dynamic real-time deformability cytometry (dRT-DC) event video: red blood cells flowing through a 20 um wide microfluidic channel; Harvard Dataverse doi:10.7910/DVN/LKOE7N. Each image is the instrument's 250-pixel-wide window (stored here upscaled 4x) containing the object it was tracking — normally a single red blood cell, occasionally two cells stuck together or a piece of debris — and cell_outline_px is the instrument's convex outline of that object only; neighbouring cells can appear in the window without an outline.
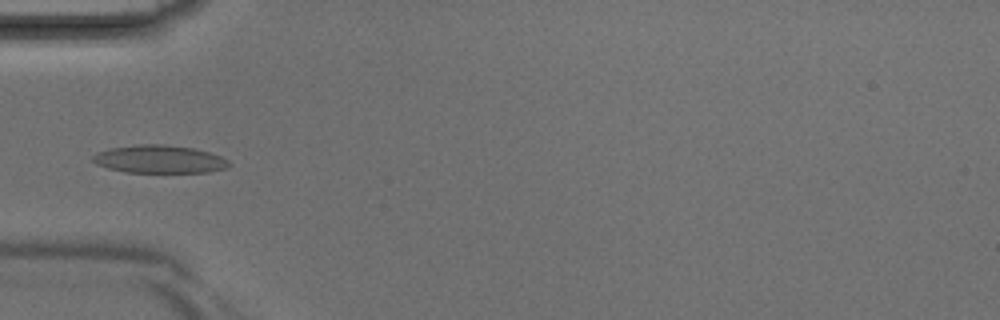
{"species": "Egyptian fruit bat (a non-hibernating species)", "species_latin": "Rousettus aegyptiacus", "temperature_condition": "room temperature", "stored_images_in_passage": 4, "camera_frame_rate_fps": 3000, "um_per_image_px": 0.085, "animal": {"sex": "male"}, "frame": {"image": 1, "passage_image": 3, "time_ms": 0.667, "image_size_px": [1000, 320], "cell_outline_px": [[228, 168], [208, 172], [124, 172], [108, 168], [96, 164], [92, 160], [92, 156], [96, 152], [112, 148], [136, 144], [160, 144], [192, 148], [208, 152], [220, 156], [228, 160]], "centroid_in_image_um": [13.51, 13.53], "position_along_channel_um": 71.5, "area_um2": 22.02}}